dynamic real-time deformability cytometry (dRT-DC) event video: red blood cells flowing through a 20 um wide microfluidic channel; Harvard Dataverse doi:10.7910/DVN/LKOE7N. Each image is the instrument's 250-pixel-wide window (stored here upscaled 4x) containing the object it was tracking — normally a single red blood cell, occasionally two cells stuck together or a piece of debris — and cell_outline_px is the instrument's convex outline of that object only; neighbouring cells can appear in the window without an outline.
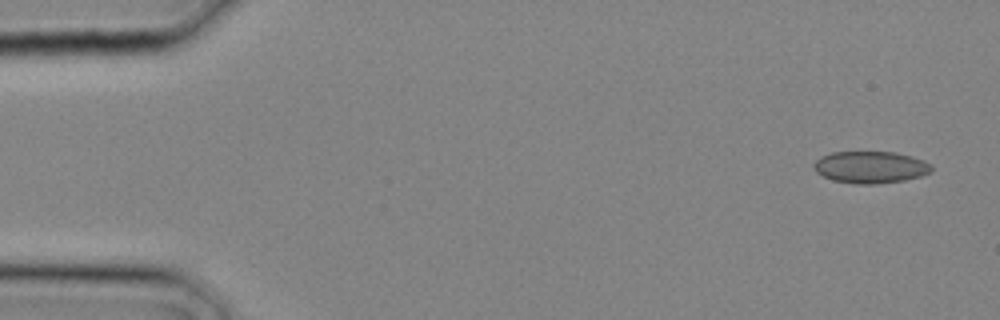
{"species": "common noctule bat (a hibernating species)", "species_latin": "Nyctalus noctula", "temperature_condition": "cold", "stored_images_in_passage": 9, "camera_frame_rate_fps": 3000, "um_per_image_px": 0.085, "animal": {"sex": "male", "body_mass_g": 20.4}, "frame": {"image": 1, "passage_image": 1, "time_ms": 0.0, "image_size_px": [1000, 320], "cell_outline_px": [[932, 172], [920, 176], [904, 180], [876, 184], [856, 184], [832, 180], [816, 172], [812, 164], [820, 156], [832, 152], [896, 152], [912, 156], [924, 160], [932, 164]], "centroid_in_image_um": [74.0, 14.2], "position_along_channel_um": 11.0, "area_um2": 22.08}}
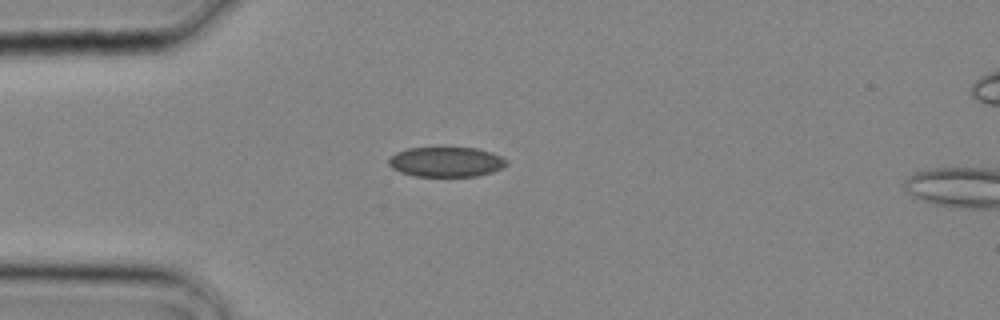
{"frame": {"image": 2, "passage_image": 7, "time_ms": 2.0, "image_size_px": [1000, 320], "cell_outline_px": [[508, 164], [492, 172], [476, 176], [416, 176], [400, 172], [392, 168], [388, 164], [388, 160], [396, 152], [408, 148], [444, 144], [476, 148], [492, 152], [508, 160]], "centroid_in_image_um": [37.91, 13.7], "position_along_channel_um": 47.1, "area_um2": 21.44}}